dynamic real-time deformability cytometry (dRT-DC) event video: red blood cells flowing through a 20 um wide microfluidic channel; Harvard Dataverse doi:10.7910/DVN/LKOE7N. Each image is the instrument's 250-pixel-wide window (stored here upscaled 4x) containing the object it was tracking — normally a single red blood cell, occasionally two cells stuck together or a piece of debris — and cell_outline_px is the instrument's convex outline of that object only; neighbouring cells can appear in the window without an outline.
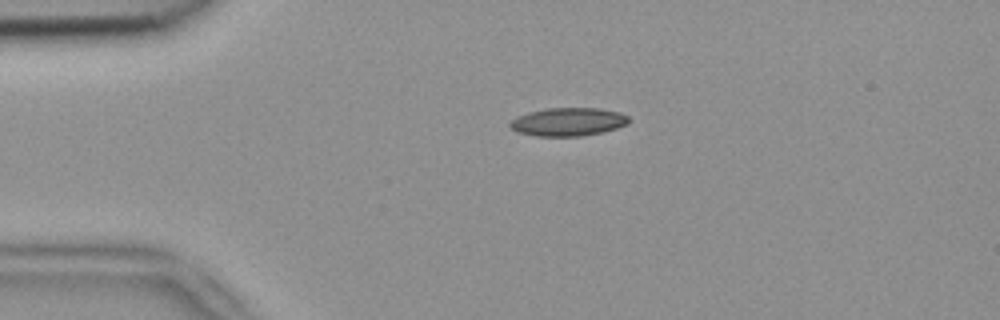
{"species": "common noctule bat (a hibernating species)", "species_latin": "Nyctalus noctula", "temperature_condition": "room temperature", "stored_images_in_passage": 2, "camera_frame_rate_fps": 3000, "um_per_image_px": 0.085, "animal": {"sex": "female", "body_mass_g": 18.4}, "frame": {"image": 1, "passage_image": 1, "time_ms": 0.0, "image_size_px": [1000, 320], "cell_outline_px": [[628, 124], [616, 128], [600, 132], [580, 136], [536, 136], [516, 132], [508, 124], [516, 116], [528, 112], [548, 108], [600, 108], [620, 112], [628, 116]], "centroid_in_image_um": [48.27, 10.35], "position_along_channel_um": 36.7, "area_um2": 19.54}}